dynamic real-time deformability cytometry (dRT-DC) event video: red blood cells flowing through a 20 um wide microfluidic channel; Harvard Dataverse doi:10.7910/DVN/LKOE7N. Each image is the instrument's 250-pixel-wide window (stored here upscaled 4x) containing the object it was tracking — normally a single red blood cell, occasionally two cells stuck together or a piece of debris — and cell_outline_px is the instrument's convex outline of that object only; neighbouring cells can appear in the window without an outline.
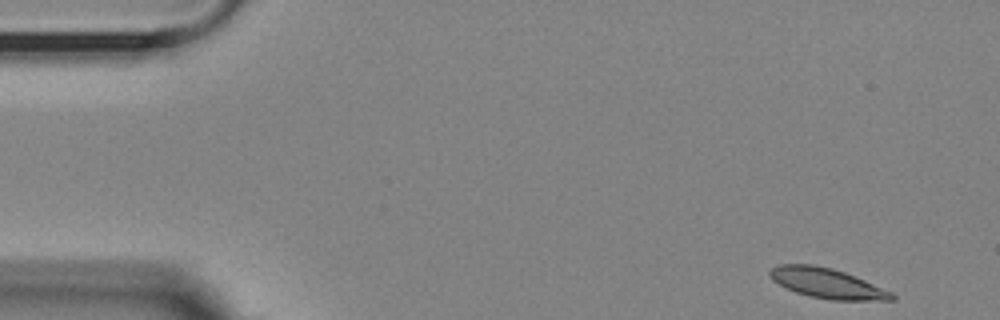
{"species": "Egyptian fruit bat (a non-hibernating species)", "species_latin": "Rousettus aegyptiacus", "temperature_condition": "room temperature", "stored_images_in_passage": 53, "camera_frame_rate_fps": 3000, "um_per_image_px": 0.085, "animal": {"sex": "female"}, "frame": {"image": 1, "passage_image": 1, "time_ms": 0.0, "image_size_px": [1000, 320], "cell_outline_px": [[896, 300], [832, 300], [808, 296], [796, 292], [772, 280], [768, 276], [768, 272], [772, 268], [780, 264], [812, 264], [832, 268], [844, 272], [864, 280], [892, 292], [896, 296]], "centroid_in_image_um": [70.29, 24.08], "position_along_channel_um": 14.7, "area_um2": 21.21}}
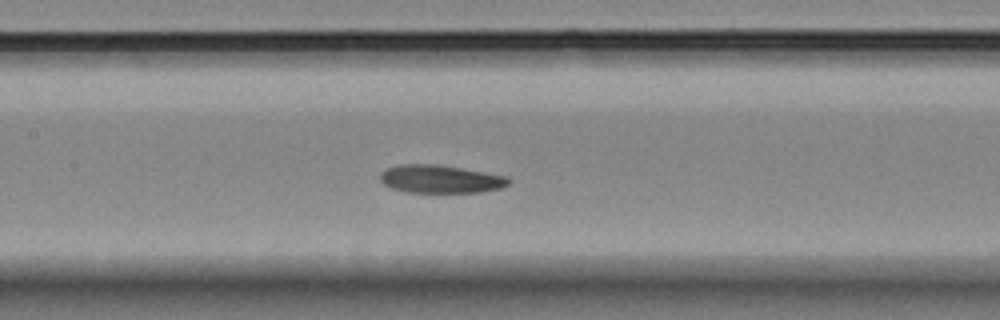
{"frame": {"image": 2, "passage_image": 23, "time_ms": 7.333, "image_size_px": [1000, 320], "cell_outline_px": [[512, 180], [508, 184], [500, 188], [480, 192], [404, 192], [392, 188], [384, 184], [380, 180], [380, 172], [384, 168], [400, 164], [436, 164], [508, 176]], "centroid_in_image_um": [37.4, 15.21], "position_along_channel_um": 170.0, "area_um2": 21.04}}
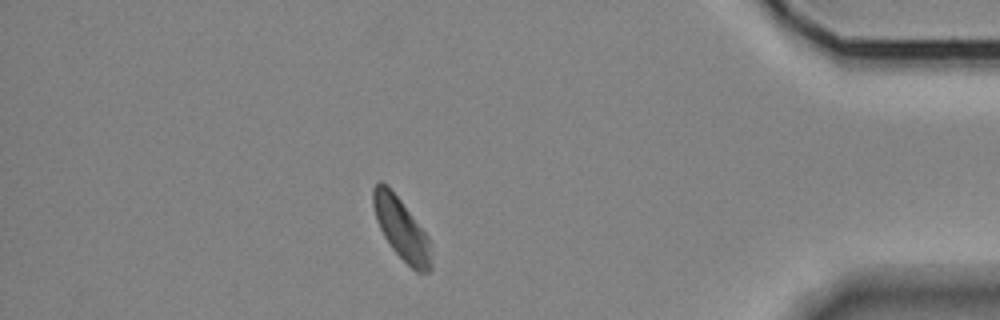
{"frame": {"image": 3, "passage_image": 46, "time_ms": 15.0, "image_size_px": [1000, 320], "cell_outline_px": [[432, 268], [428, 272], [416, 272], [392, 248], [384, 236], [376, 220], [372, 204], [372, 188], [380, 180], [400, 200], [428, 236], [432, 260]], "centroid_in_image_um": [34.12, 19.47], "position_along_channel_um": 401.1, "area_um2": 20.4}, "authors_computed_cell_mechanics": {"area_um2": 21.386, "velocity_mm_per_s": 3.5389, "shape_relaxation_time_tau1_ms": 3.7246, "shape_relaxation_time_tau2_ms": 3.7883, "deformation_change_tau1": 0.1081, "deformation_change_tau2": 0.0847}}